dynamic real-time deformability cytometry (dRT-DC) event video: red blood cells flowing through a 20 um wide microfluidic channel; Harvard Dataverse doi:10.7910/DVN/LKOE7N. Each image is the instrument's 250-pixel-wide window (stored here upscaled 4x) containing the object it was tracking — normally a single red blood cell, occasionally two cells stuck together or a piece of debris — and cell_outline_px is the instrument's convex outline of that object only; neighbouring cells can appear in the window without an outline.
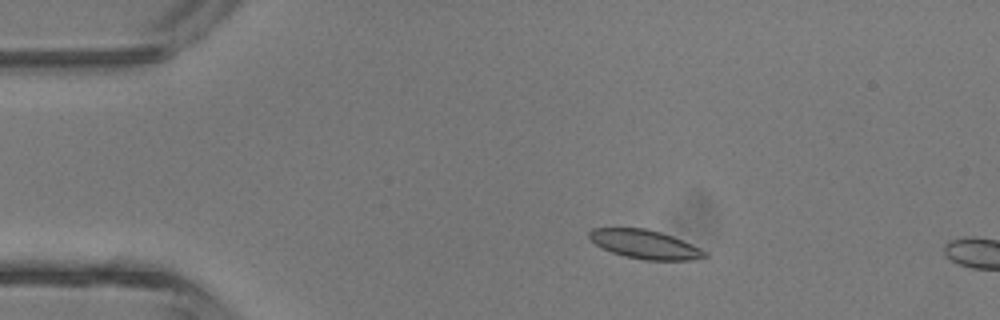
{"species": "common noctule bat (a hibernating species)", "species_latin": "Nyctalus noctula", "temperature_condition": "room temperature", "stored_images_in_passage": 3, "camera_frame_rate_fps": 3000, "um_per_image_px": 0.085, "animal": {"sex": "male", "body_mass_g": 13.3}, "frame": {"image": 1, "passage_image": 2, "time_ms": 1.0, "image_size_px": [1000, 320], "cell_outline_px": [[708, 256], [692, 260], [644, 260], [624, 256], [612, 252], [596, 244], [588, 236], [588, 232], [592, 228], [644, 228], [660, 232], [672, 236], [692, 244], [708, 252]], "centroid_in_image_um": [54.84, 20.77], "position_along_channel_um": 30.2, "area_um2": 19.31}}